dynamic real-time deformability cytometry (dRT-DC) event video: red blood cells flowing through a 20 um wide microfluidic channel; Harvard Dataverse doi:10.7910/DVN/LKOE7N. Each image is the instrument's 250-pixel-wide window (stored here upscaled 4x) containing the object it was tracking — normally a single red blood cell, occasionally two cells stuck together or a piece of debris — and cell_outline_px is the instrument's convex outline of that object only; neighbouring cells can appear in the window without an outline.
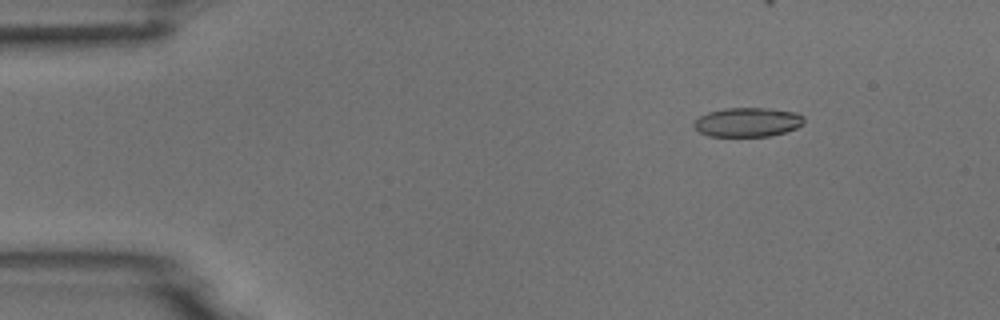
{"species": "common noctule bat (a hibernating species)", "species_latin": "Nyctalus noctula", "temperature_condition": "room temperature", "stored_images_in_passage": 10, "camera_frame_rate_fps": 3000, "um_per_image_px": 0.085, "animal": {"sex": "male", "body_mass_g": 18.8}, "frame": {"image": 1, "passage_image": 2, "time_ms": 0.333, "image_size_px": [1000, 320], "cell_outline_px": [[804, 124], [796, 128], [772, 136], [708, 136], [692, 128], [692, 124], [700, 116], [708, 112], [724, 108], [768, 108], [796, 112], [804, 116]], "centroid_in_image_um": [63.54, 10.38], "position_along_channel_um": 21.5, "area_um2": 18.9}}
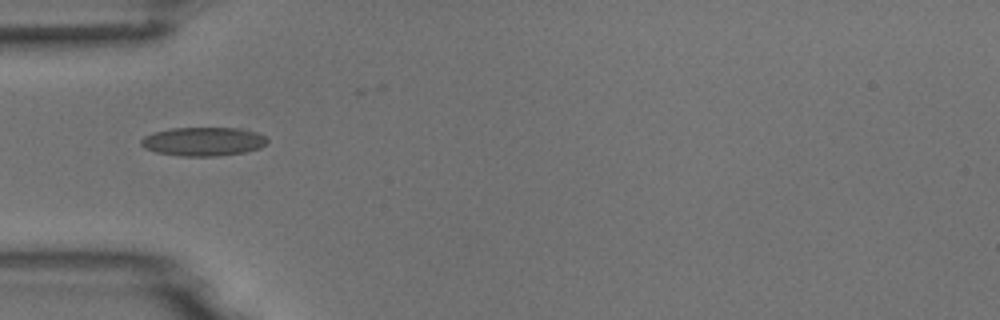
{"frame": {"image": 2, "passage_image": 4, "time_ms": 1.0, "image_size_px": [1000, 320], "cell_outline_px": [[268, 140], [260, 148], [244, 152], [216, 156], [180, 156], [156, 152], [144, 148], [140, 144], [140, 140], [144, 136], [152, 132], [172, 128], [240, 128], [256, 132], [264, 136]], "centroid_in_image_um": [17.24, 12.02], "position_along_channel_um": 67.8, "area_um2": 21.15}}
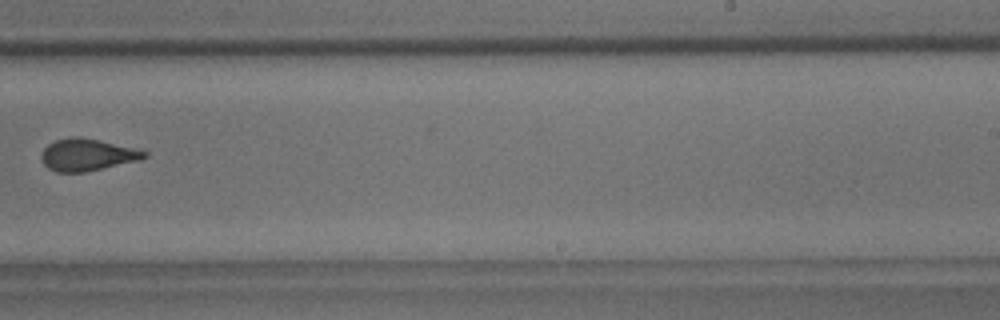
{"frame": {"image": 3, "passage_image": 9, "time_ms": 2.667, "image_size_px": [1000, 320], "cell_outline_px": [[148, 156], [140, 160], [84, 172], [56, 172], [48, 168], [40, 160], [40, 156], [44, 148], [48, 144], [56, 140], [68, 136], [80, 136], [140, 148], [148, 152]], "centroid_in_image_um": [7.43, 13.14], "position_along_channel_um": 281.6, "area_um2": 19.59}}